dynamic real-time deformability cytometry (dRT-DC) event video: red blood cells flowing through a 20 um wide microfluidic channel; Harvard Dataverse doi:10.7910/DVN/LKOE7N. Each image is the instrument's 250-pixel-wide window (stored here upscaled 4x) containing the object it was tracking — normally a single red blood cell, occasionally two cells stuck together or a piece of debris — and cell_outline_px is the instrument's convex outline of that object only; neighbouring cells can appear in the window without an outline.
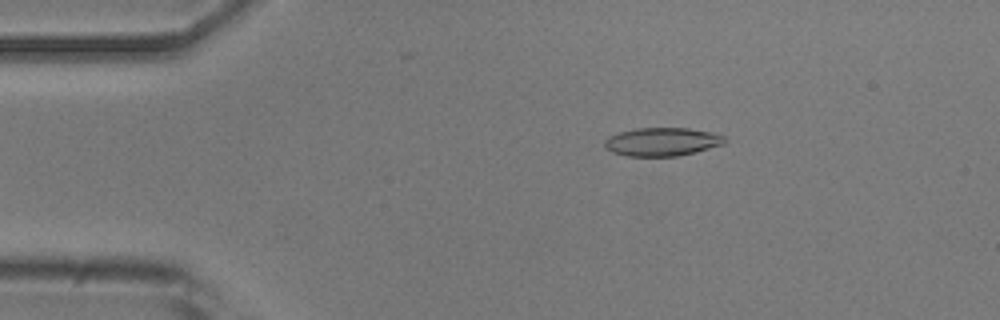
{"species": "common noctule bat (a hibernating species)", "species_latin": "Nyctalus noctula", "temperature_condition": "room temperature", "stored_images_in_passage": 50, "camera_frame_rate_fps": 3000, "um_per_image_px": 0.085, "animal": {"sex": "male", "body_mass_g": 20.5, "forearm_length_mm": 52.5}, "frame": {"image": 1, "passage_image": 7, "time_ms": 2.0, "image_size_px": [1000, 320], "cell_outline_px": [[728, 140], [724, 144], [696, 152], [676, 156], [628, 156], [612, 152], [604, 148], [604, 140], [608, 136], [620, 132], [636, 128], [688, 128], [712, 132], [724, 136]], "centroid_in_image_um": [56.28, 12.05], "position_along_channel_um": 28.7, "area_um2": 20.0}}
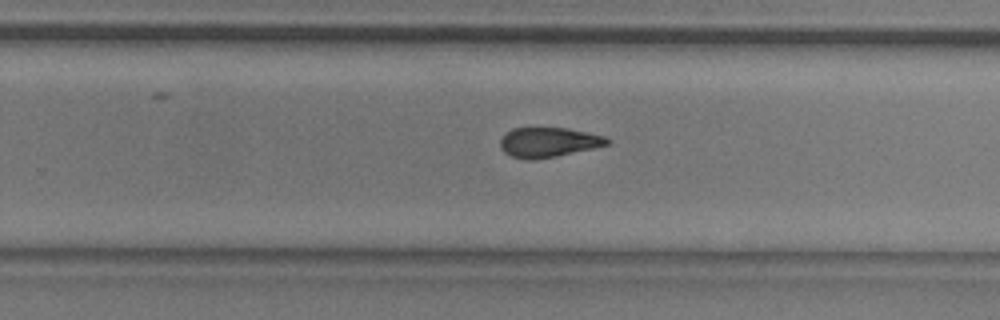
{"frame": {"image": 2, "passage_image": 31, "time_ms": 10.0, "image_size_px": [1000, 320], "cell_outline_px": [[612, 140], [608, 144], [592, 148], [556, 156], [532, 160], [528, 160], [512, 156], [504, 152], [500, 148], [500, 140], [512, 128], [568, 128], [588, 132], [604, 136]], "centroid_in_image_um": [46.62, 12.09], "position_along_channel_um": 283.2, "area_um2": 18.38}}
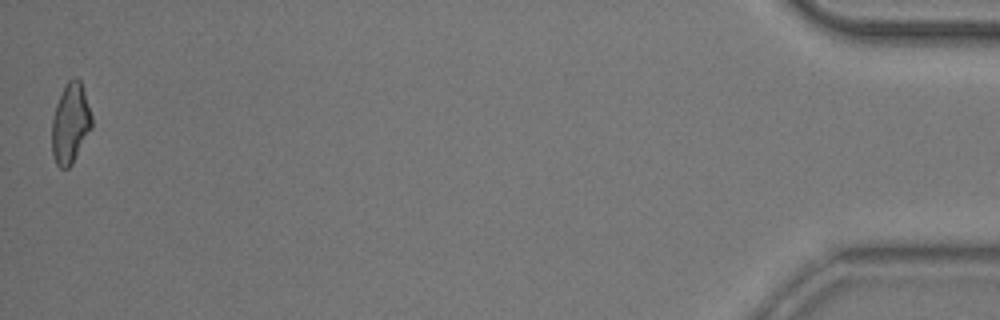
{"frame": {"image": 3, "passage_image": 50, "time_ms": 16.333, "image_size_px": [1000, 320], "cell_outline_px": [[92, 128], [72, 164], [68, 168], [60, 168], [56, 164], [52, 152], [52, 120], [56, 104], [68, 80], [76, 76], [80, 80], [92, 116]], "centroid_in_image_um": [5.98, 10.5], "position_along_channel_um": 429.2, "area_um2": 18.5}, "authors_computed_cell_mechanics": {"area_um2": 19.3919, "velocity_mm_per_s": 3.8175, "shape_relaxation_time_tau1_ms": 3.9601, "shape_relaxation_time_tau2_ms": 3.6511, "deformation_change_tau1": 0.1583, "deformation_change_tau2": 0.1036}}